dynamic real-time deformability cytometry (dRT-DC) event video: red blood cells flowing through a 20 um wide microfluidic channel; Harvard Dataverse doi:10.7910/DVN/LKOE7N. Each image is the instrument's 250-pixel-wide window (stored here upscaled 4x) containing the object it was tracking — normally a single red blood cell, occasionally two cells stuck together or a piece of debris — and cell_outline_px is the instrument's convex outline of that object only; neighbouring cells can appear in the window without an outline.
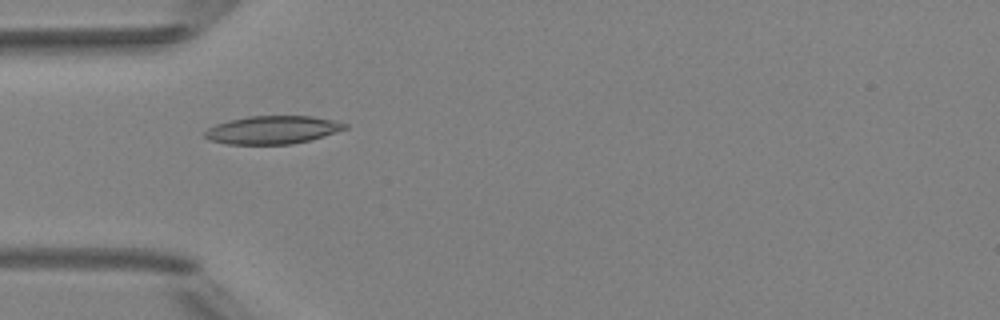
{"species": "Egyptian fruit bat (a non-hibernating species)", "species_latin": "Rousettus aegyptiacus", "temperature_condition": "room temperature", "stored_images_in_passage": 6, "camera_frame_rate_fps": 3000, "um_per_image_px": 0.085, "animal": {"sex": "female"}, "frame": {"image": 1, "passage_image": 5, "time_ms": 4.667, "image_size_px": [1000, 320], "cell_outline_px": [[348, 128], [324, 136], [292, 144], [228, 144], [208, 140], [204, 136], [204, 132], [208, 128], [216, 124], [248, 116], [312, 116], [332, 120], [348, 124]], "centroid_in_image_um": [23.16, 11.04], "position_along_channel_um": 61.8, "area_um2": 22.77}}
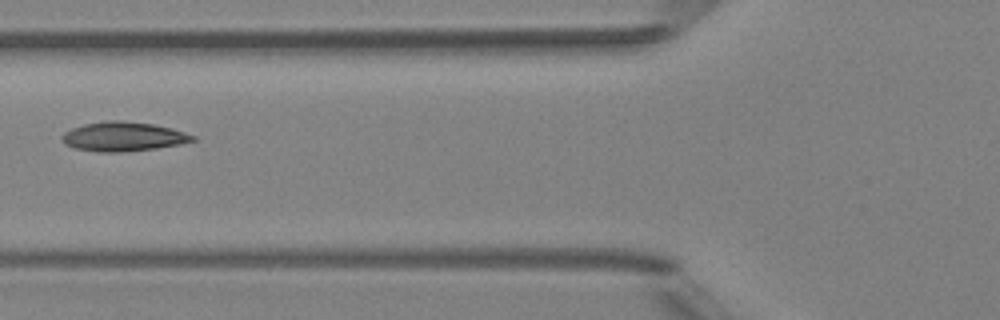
{"frame": {"image": 2, "passage_image": 6, "time_ms": 6.0, "image_size_px": [1000, 320], "cell_outline_px": [[196, 140], [180, 144], [156, 148], [120, 152], [96, 152], [72, 148], [64, 144], [60, 136], [64, 132], [72, 128], [84, 124], [108, 120], [120, 120], [152, 124], [172, 128], [196, 136]], "centroid_in_image_um": [10.44, 11.61], "position_along_channel_um": 115.4, "area_um2": 22.43}}